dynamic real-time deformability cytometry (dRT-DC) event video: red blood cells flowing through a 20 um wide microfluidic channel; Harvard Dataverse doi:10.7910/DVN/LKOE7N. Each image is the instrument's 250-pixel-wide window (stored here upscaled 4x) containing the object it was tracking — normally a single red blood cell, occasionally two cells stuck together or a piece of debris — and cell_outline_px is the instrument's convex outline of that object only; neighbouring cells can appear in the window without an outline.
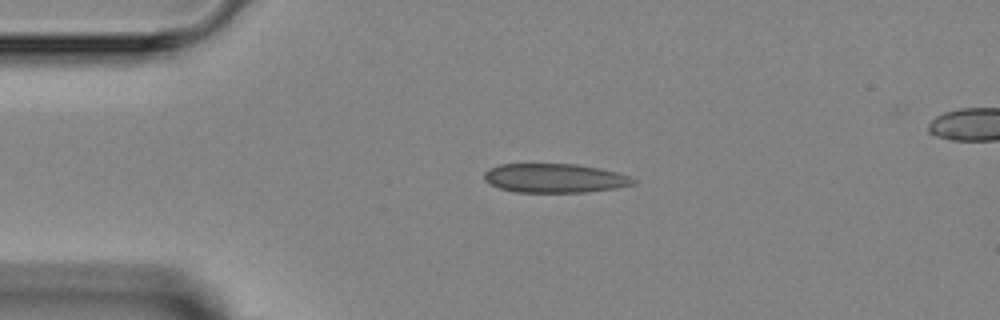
{"species": "Egyptian fruit bat (a non-hibernating species)", "species_latin": "Rousettus aegyptiacus", "temperature_condition": "room temperature", "stored_images_in_passage": 3, "camera_frame_rate_fps": 3000, "um_per_image_px": 0.085, "animal": {"sex": "female"}, "frame": {"image": 1, "passage_image": 1, "time_ms": 0.0, "image_size_px": [1000, 320], "cell_outline_px": [[640, 180], [636, 184], [616, 188], [584, 192], [516, 192], [500, 188], [484, 180], [484, 172], [488, 168], [500, 164], [576, 164], [600, 168], [616, 172]], "centroid_in_image_um": [47.18, 15.14], "position_along_channel_um": 37.8, "area_um2": 25.32}}
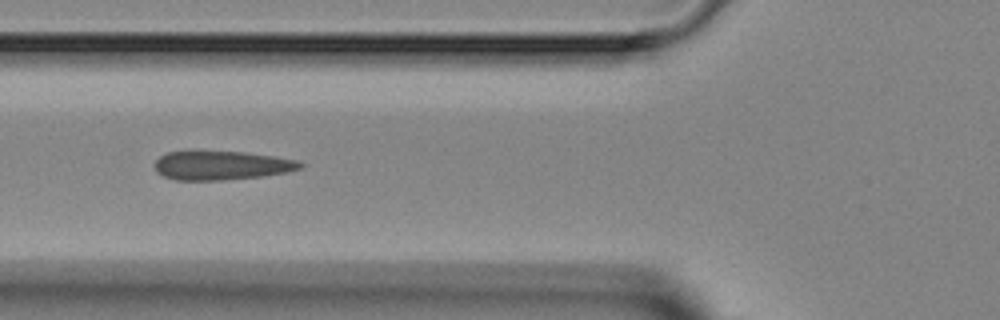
{"frame": {"image": 2, "passage_image": 3, "time_ms": 2.333, "image_size_px": [1000, 320], "cell_outline_px": [[304, 164], [300, 168], [288, 172], [264, 176], [224, 180], [176, 180], [164, 176], [156, 172], [152, 164], [160, 156], [168, 152], [244, 152], [272, 156], [296, 160]], "centroid_in_image_um": [18.8, 14.07], "position_along_channel_um": 107.0, "area_um2": 24.39}}